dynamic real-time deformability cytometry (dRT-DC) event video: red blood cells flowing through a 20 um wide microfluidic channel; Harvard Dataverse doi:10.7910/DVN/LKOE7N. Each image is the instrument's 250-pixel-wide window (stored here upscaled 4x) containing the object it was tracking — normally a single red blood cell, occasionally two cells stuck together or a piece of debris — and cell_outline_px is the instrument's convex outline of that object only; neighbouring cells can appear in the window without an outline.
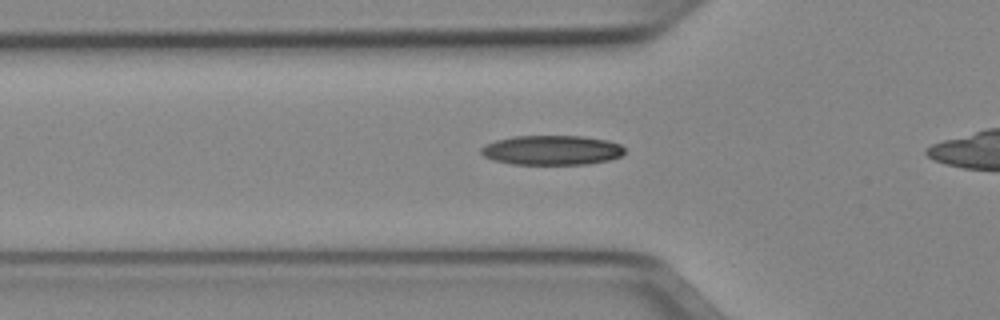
{"species": "Egyptian fruit bat (a non-hibernating species)", "species_latin": "Rousettus aegyptiacus", "temperature_condition": "cold", "stored_images_in_passage": 36, "camera_frame_rate_fps": 3000, "um_per_image_px": 0.085, "animal": {"sex": "female"}, "frame": {"image": 1, "passage_image": 11, "time_ms": 3.333, "image_size_px": [1000, 320], "cell_outline_px": [[624, 152], [620, 156], [608, 160], [588, 164], [512, 164], [492, 160], [484, 156], [480, 152], [480, 148], [484, 144], [496, 140], [512, 136], [584, 136], [608, 140], [620, 144], [624, 148]], "centroid_in_image_um": [46.87, 12.76], "position_along_channel_um": 78.9, "area_um2": 24.91}}
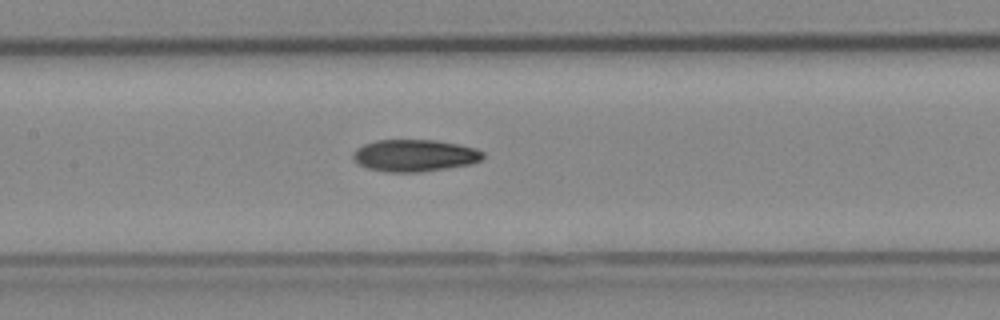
{"frame": {"image": 2, "passage_image": 18, "time_ms": 5.667, "image_size_px": [1000, 320], "cell_outline_px": [[484, 156], [480, 160], [472, 164], [448, 168], [420, 172], [384, 172], [368, 168], [360, 164], [352, 156], [352, 152], [356, 148], [364, 144], [376, 140], [436, 140], [460, 144], [476, 148], [484, 152]], "centroid_in_image_um": [35.26, 13.21], "position_along_channel_um": 172.1, "area_um2": 24.39}}
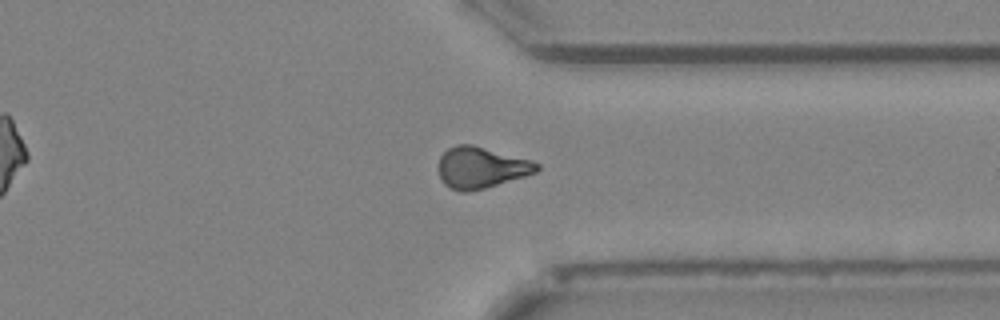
{"frame": {"image": 3, "passage_image": 33, "time_ms": 10.667, "image_size_px": [1000, 320], "cell_outline_px": [[540, 168], [536, 172], [524, 176], [484, 188], [468, 192], [460, 192], [444, 184], [436, 168], [440, 156], [448, 148], [456, 144], [472, 144], [532, 160], [540, 164]], "centroid_in_image_um": [40.86, 14.23], "position_along_channel_um": 370.5, "area_um2": 23.76}}